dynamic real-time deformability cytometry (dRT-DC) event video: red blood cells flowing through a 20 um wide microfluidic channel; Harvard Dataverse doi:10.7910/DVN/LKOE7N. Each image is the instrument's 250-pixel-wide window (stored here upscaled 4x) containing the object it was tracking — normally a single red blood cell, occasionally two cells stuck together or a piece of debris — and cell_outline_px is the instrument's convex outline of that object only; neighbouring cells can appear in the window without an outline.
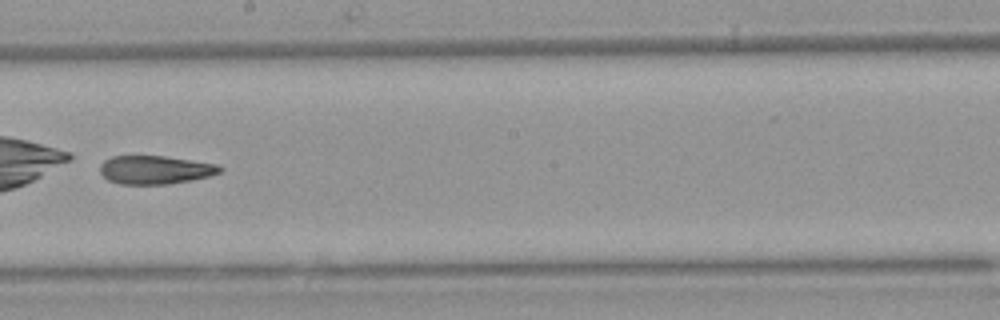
{"species": "Egyptian fruit bat (a non-hibernating species)", "species_latin": "Rousettus aegyptiacus", "temperature_condition": "warm", "stored_images_in_passage": 51, "camera_frame_rate_fps": 3000, "um_per_image_px": 0.085, "animal": {"sex": "female"}, "frame": {"image": 1, "passage_image": 30, "time_ms": 9.667, "image_size_px": [1000, 320], "cell_outline_px": [[224, 168], [220, 172], [208, 176], [192, 180], [168, 184], [120, 184], [108, 180], [100, 172], [100, 164], [104, 160], [112, 156], [164, 156], [216, 164]], "centroid_in_image_um": [13.17, 14.43], "position_along_channel_um": 235.0, "area_um2": 19.77}}